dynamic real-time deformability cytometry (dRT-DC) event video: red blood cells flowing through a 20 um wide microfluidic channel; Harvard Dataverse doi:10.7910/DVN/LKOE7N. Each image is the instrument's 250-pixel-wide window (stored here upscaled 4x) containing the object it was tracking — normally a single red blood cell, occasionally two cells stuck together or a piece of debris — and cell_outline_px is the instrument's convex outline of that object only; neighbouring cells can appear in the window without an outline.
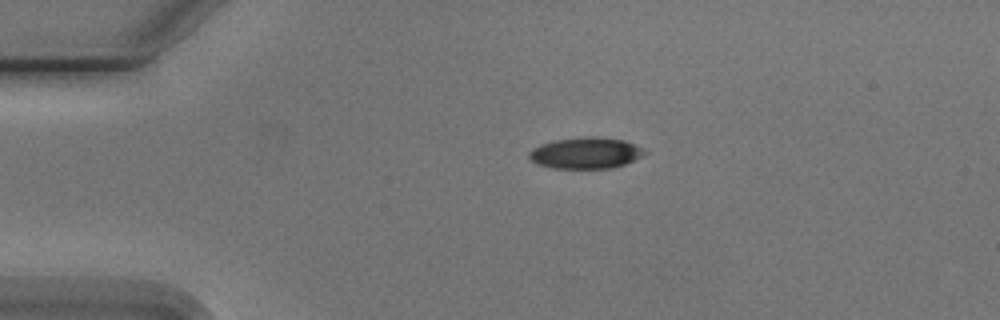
{"species": "Egyptian fruit bat (a non-hibernating species)", "species_latin": "Rousettus aegyptiacus", "temperature_condition": "cold", "stored_images_in_passage": 4, "camera_frame_rate_fps": 3000, "um_per_image_px": 0.085, "animal": {"sex": "male"}, "frame": {"image": 1, "passage_image": 1, "time_ms": 0.0, "image_size_px": [1000, 320], "cell_outline_px": [[648, 152], [644, 156], [624, 164], [612, 168], [552, 168], [536, 164], [528, 156], [528, 152], [532, 148], [540, 144], [556, 140], [588, 136], [596, 136], [624, 140], [644, 148]], "centroid_in_image_um": [49.8, 13.0], "position_along_channel_um": 35.2, "area_um2": 21.21}}
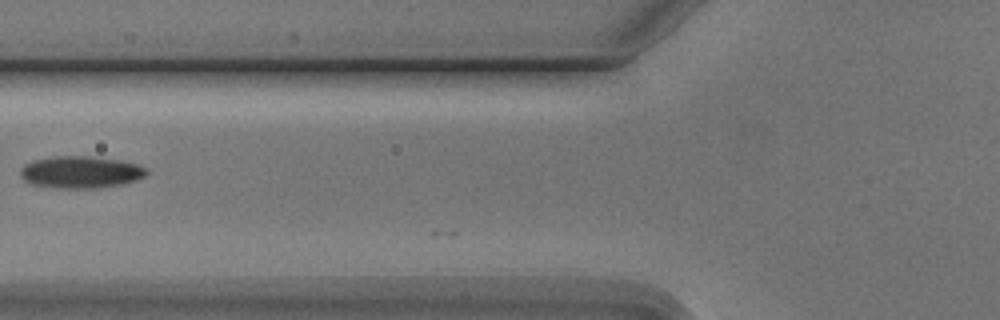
{"frame": {"image": 2, "passage_image": 4, "time_ms": 3.333, "image_size_px": [1000, 320], "cell_outline_px": [[148, 172], [144, 176], [136, 180], [124, 184], [96, 188], [56, 188], [32, 184], [24, 180], [20, 176], [20, 168], [24, 164], [32, 160], [52, 156], [92, 156], [120, 160], [136, 164], [144, 168]], "centroid_in_image_um": [6.82, 14.62], "position_along_channel_um": 119.0, "area_um2": 23.7}}